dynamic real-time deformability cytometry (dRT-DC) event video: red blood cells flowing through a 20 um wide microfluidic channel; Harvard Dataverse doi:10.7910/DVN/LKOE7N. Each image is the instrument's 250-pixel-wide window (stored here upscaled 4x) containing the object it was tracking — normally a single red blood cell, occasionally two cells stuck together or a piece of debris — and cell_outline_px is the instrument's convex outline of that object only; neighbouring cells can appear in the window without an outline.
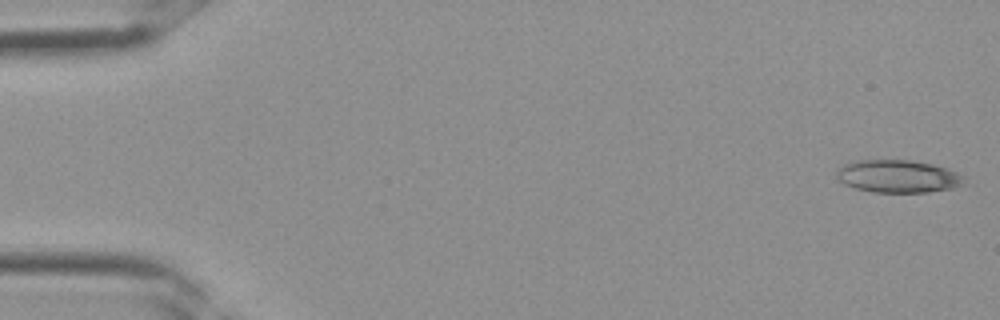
{"species": "Egyptian fruit bat (a non-hibernating species)", "species_latin": "Rousettus aegyptiacus", "temperature_condition": "room temperature", "stored_images_in_passage": 4, "camera_frame_rate_fps": 3000, "um_per_image_px": 0.085, "frame": {"image": 1, "passage_image": 1, "time_ms": 0.0, "image_size_px": [1000, 320], "cell_outline_px": [[964, 184], [952, 188], [928, 192], [872, 192], [856, 188], [844, 184], [836, 176], [836, 172], [844, 164], [856, 160], [912, 160], [932, 164], [948, 168], [964, 176]], "centroid_in_image_um": [76.34, 14.98], "position_along_channel_um": 8.7, "area_um2": 24.28}}